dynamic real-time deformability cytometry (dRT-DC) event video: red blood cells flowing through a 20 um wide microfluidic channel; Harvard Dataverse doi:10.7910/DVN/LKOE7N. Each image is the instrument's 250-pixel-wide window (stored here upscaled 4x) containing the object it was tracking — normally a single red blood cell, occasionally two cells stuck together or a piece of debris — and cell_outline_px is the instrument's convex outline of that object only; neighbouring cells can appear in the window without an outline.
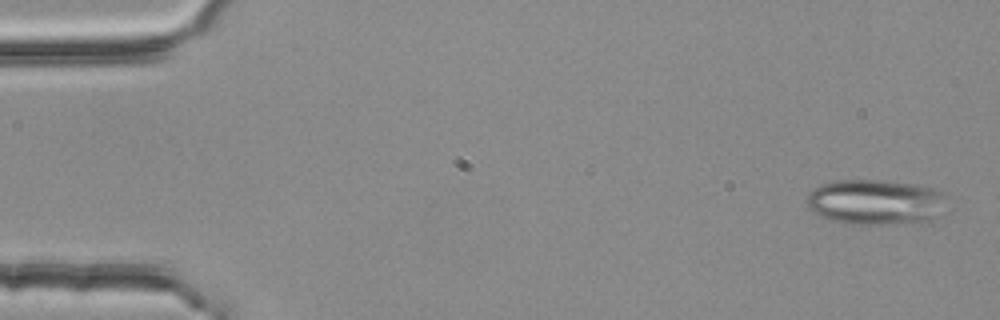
{"species": "common noctule bat (a hibernating species)", "species_latin": "Nyctalus noctula", "temperature_condition": "room temperature", "stored_images_in_passage": 5, "camera_frame_rate_fps": 3000, "um_per_image_px": 0.085, "animal": {"sex": "female", "body_mass_g": 25.1}, "frame": {"image": 1, "passage_image": 1, "time_ms": 0.0, "image_size_px": [1000, 320], "cell_outline_px": [[944, 192], [936, 216], [928, 224], [848, 224], [828, 220], [812, 212], [808, 208], [808, 192], [820, 184], [836, 180], [884, 180], [916, 184], [936, 188]], "centroid_in_image_um": [74.38, 17.19], "position_along_channel_um": 10.6, "area_um2": 37.4}}